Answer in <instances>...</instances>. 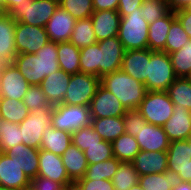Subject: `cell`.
<instances>
[{"mask_svg": "<svg viewBox=\"0 0 191 190\" xmlns=\"http://www.w3.org/2000/svg\"><path fill=\"white\" fill-rule=\"evenodd\" d=\"M30 84L14 63H4L0 70V91L4 98L23 101Z\"/></svg>", "mask_w": 191, "mask_h": 190, "instance_id": "cell-11", "label": "cell"}, {"mask_svg": "<svg viewBox=\"0 0 191 190\" xmlns=\"http://www.w3.org/2000/svg\"><path fill=\"white\" fill-rule=\"evenodd\" d=\"M62 190H77L75 185H71V186H68V187H64Z\"/></svg>", "mask_w": 191, "mask_h": 190, "instance_id": "cell-58", "label": "cell"}, {"mask_svg": "<svg viewBox=\"0 0 191 190\" xmlns=\"http://www.w3.org/2000/svg\"><path fill=\"white\" fill-rule=\"evenodd\" d=\"M189 40L190 37L183 29L182 24L177 18H175L171 22V26L167 35L165 52L170 54L178 51L182 48V45L187 43Z\"/></svg>", "mask_w": 191, "mask_h": 190, "instance_id": "cell-41", "label": "cell"}, {"mask_svg": "<svg viewBox=\"0 0 191 190\" xmlns=\"http://www.w3.org/2000/svg\"><path fill=\"white\" fill-rule=\"evenodd\" d=\"M111 182L115 190H129L132 186L139 183V174L132 162H121Z\"/></svg>", "mask_w": 191, "mask_h": 190, "instance_id": "cell-36", "label": "cell"}, {"mask_svg": "<svg viewBox=\"0 0 191 190\" xmlns=\"http://www.w3.org/2000/svg\"><path fill=\"white\" fill-rule=\"evenodd\" d=\"M90 18L97 42L118 36L121 16L117 10L94 11Z\"/></svg>", "mask_w": 191, "mask_h": 190, "instance_id": "cell-20", "label": "cell"}, {"mask_svg": "<svg viewBox=\"0 0 191 190\" xmlns=\"http://www.w3.org/2000/svg\"><path fill=\"white\" fill-rule=\"evenodd\" d=\"M39 169L38 176L49 178L61 183L64 187L74 184L69 178L63 165L62 157L53 152L39 149Z\"/></svg>", "mask_w": 191, "mask_h": 190, "instance_id": "cell-14", "label": "cell"}, {"mask_svg": "<svg viewBox=\"0 0 191 190\" xmlns=\"http://www.w3.org/2000/svg\"><path fill=\"white\" fill-rule=\"evenodd\" d=\"M100 86V77L87 73L71 74L62 104L90 106Z\"/></svg>", "mask_w": 191, "mask_h": 190, "instance_id": "cell-7", "label": "cell"}, {"mask_svg": "<svg viewBox=\"0 0 191 190\" xmlns=\"http://www.w3.org/2000/svg\"><path fill=\"white\" fill-rule=\"evenodd\" d=\"M16 21L5 12H0V59L4 63H13L17 52L15 47Z\"/></svg>", "mask_w": 191, "mask_h": 190, "instance_id": "cell-23", "label": "cell"}, {"mask_svg": "<svg viewBox=\"0 0 191 190\" xmlns=\"http://www.w3.org/2000/svg\"><path fill=\"white\" fill-rule=\"evenodd\" d=\"M149 23L142 17L140 8L121 17L118 39L125 51L148 48Z\"/></svg>", "mask_w": 191, "mask_h": 190, "instance_id": "cell-2", "label": "cell"}, {"mask_svg": "<svg viewBox=\"0 0 191 190\" xmlns=\"http://www.w3.org/2000/svg\"><path fill=\"white\" fill-rule=\"evenodd\" d=\"M174 13L176 18L182 24L183 29L191 39V11L188 8H184L175 11Z\"/></svg>", "mask_w": 191, "mask_h": 190, "instance_id": "cell-52", "label": "cell"}, {"mask_svg": "<svg viewBox=\"0 0 191 190\" xmlns=\"http://www.w3.org/2000/svg\"><path fill=\"white\" fill-rule=\"evenodd\" d=\"M88 164H95L114 157L112 143L108 141H100L98 144H92L84 151Z\"/></svg>", "mask_w": 191, "mask_h": 190, "instance_id": "cell-45", "label": "cell"}, {"mask_svg": "<svg viewBox=\"0 0 191 190\" xmlns=\"http://www.w3.org/2000/svg\"><path fill=\"white\" fill-rule=\"evenodd\" d=\"M181 182L178 173L166 170L164 173H154L139 176V184L144 190H171Z\"/></svg>", "mask_w": 191, "mask_h": 190, "instance_id": "cell-30", "label": "cell"}, {"mask_svg": "<svg viewBox=\"0 0 191 190\" xmlns=\"http://www.w3.org/2000/svg\"><path fill=\"white\" fill-rule=\"evenodd\" d=\"M120 163L121 161H119L115 157H112L107 161H102L95 164H88L85 175L81 179H89V180L106 179L111 181Z\"/></svg>", "mask_w": 191, "mask_h": 190, "instance_id": "cell-37", "label": "cell"}, {"mask_svg": "<svg viewBox=\"0 0 191 190\" xmlns=\"http://www.w3.org/2000/svg\"><path fill=\"white\" fill-rule=\"evenodd\" d=\"M173 71L176 77H187L191 71V39L178 51L170 53Z\"/></svg>", "mask_w": 191, "mask_h": 190, "instance_id": "cell-39", "label": "cell"}, {"mask_svg": "<svg viewBox=\"0 0 191 190\" xmlns=\"http://www.w3.org/2000/svg\"><path fill=\"white\" fill-rule=\"evenodd\" d=\"M29 112L23 101L4 97L0 100V118L3 120L20 124Z\"/></svg>", "mask_w": 191, "mask_h": 190, "instance_id": "cell-33", "label": "cell"}, {"mask_svg": "<svg viewBox=\"0 0 191 190\" xmlns=\"http://www.w3.org/2000/svg\"><path fill=\"white\" fill-rule=\"evenodd\" d=\"M57 55L61 70L69 74L80 72V49L70 41L57 43Z\"/></svg>", "mask_w": 191, "mask_h": 190, "instance_id": "cell-31", "label": "cell"}, {"mask_svg": "<svg viewBox=\"0 0 191 190\" xmlns=\"http://www.w3.org/2000/svg\"><path fill=\"white\" fill-rule=\"evenodd\" d=\"M113 156L121 162H132L140 152L135 137L124 133L112 142Z\"/></svg>", "mask_w": 191, "mask_h": 190, "instance_id": "cell-32", "label": "cell"}, {"mask_svg": "<svg viewBox=\"0 0 191 190\" xmlns=\"http://www.w3.org/2000/svg\"><path fill=\"white\" fill-rule=\"evenodd\" d=\"M177 77L170 55L164 51L150 50V61L145 84L147 91H167Z\"/></svg>", "mask_w": 191, "mask_h": 190, "instance_id": "cell-4", "label": "cell"}, {"mask_svg": "<svg viewBox=\"0 0 191 190\" xmlns=\"http://www.w3.org/2000/svg\"><path fill=\"white\" fill-rule=\"evenodd\" d=\"M176 18L175 13L170 11L165 17L157 19L149 24L148 49L152 51H164L167 35L171 22Z\"/></svg>", "mask_w": 191, "mask_h": 190, "instance_id": "cell-27", "label": "cell"}, {"mask_svg": "<svg viewBox=\"0 0 191 190\" xmlns=\"http://www.w3.org/2000/svg\"><path fill=\"white\" fill-rule=\"evenodd\" d=\"M70 42L79 49L97 43L91 18L76 20Z\"/></svg>", "mask_w": 191, "mask_h": 190, "instance_id": "cell-34", "label": "cell"}, {"mask_svg": "<svg viewBox=\"0 0 191 190\" xmlns=\"http://www.w3.org/2000/svg\"><path fill=\"white\" fill-rule=\"evenodd\" d=\"M94 11L117 10L119 0H92Z\"/></svg>", "mask_w": 191, "mask_h": 190, "instance_id": "cell-53", "label": "cell"}, {"mask_svg": "<svg viewBox=\"0 0 191 190\" xmlns=\"http://www.w3.org/2000/svg\"><path fill=\"white\" fill-rule=\"evenodd\" d=\"M89 106L58 104L53 106L51 125L58 130L73 133L91 125Z\"/></svg>", "mask_w": 191, "mask_h": 190, "instance_id": "cell-6", "label": "cell"}, {"mask_svg": "<svg viewBox=\"0 0 191 190\" xmlns=\"http://www.w3.org/2000/svg\"><path fill=\"white\" fill-rule=\"evenodd\" d=\"M186 78L191 82V71H190V73L187 75Z\"/></svg>", "mask_w": 191, "mask_h": 190, "instance_id": "cell-61", "label": "cell"}, {"mask_svg": "<svg viewBox=\"0 0 191 190\" xmlns=\"http://www.w3.org/2000/svg\"><path fill=\"white\" fill-rule=\"evenodd\" d=\"M14 41L17 54H32L39 51L50 40L45 27L16 22Z\"/></svg>", "mask_w": 191, "mask_h": 190, "instance_id": "cell-9", "label": "cell"}, {"mask_svg": "<svg viewBox=\"0 0 191 190\" xmlns=\"http://www.w3.org/2000/svg\"><path fill=\"white\" fill-rule=\"evenodd\" d=\"M97 43L99 44V77L120 70L125 50L118 36Z\"/></svg>", "mask_w": 191, "mask_h": 190, "instance_id": "cell-10", "label": "cell"}, {"mask_svg": "<svg viewBox=\"0 0 191 190\" xmlns=\"http://www.w3.org/2000/svg\"><path fill=\"white\" fill-rule=\"evenodd\" d=\"M76 19L60 5L46 23L45 29L52 42L70 41Z\"/></svg>", "mask_w": 191, "mask_h": 190, "instance_id": "cell-16", "label": "cell"}, {"mask_svg": "<svg viewBox=\"0 0 191 190\" xmlns=\"http://www.w3.org/2000/svg\"><path fill=\"white\" fill-rule=\"evenodd\" d=\"M59 5L76 20L90 18L94 13L92 0H59Z\"/></svg>", "mask_w": 191, "mask_h": 190, "instance_id": "cell-43", "label": "cell"}, {"mask_svg": "<svg viewBox=\"0 0 191 190\" xmlns=\"http://www.w3.org/2000/svg\"><path fill=\"white\" fill-rule=\"evenodd\" d=\"M91 125L104 141L111 143L125 133L123 116L92 118Z\"/></svg>", "mask_w": 191, "mask_h": 190, "instance_id": "cell-29", "label": "cell"}, {"mask_svg": "<svg viewBox=\"0 0 191 190\" xmlns=\"http://www.w3.org/2000/svg\"><path fill=\"white\" fill-rule=\"evenodd\" d=\"M30 182L17 161L0 152V185L13 190H25L30 187Z\"/></svg>", "mask_w": 191, "mask_h": 190, "instance_id": "cell-15", "label": "cell"}, {"mask_svg": "<svg viewBox=\"0 0 191 190\" xmlns=\"http://www.w3.org/2000/svg\"><path fill=\"white\" fill-rule=\"evenodd\" d=\"M135 138L143 151H167L170 145L163 127L150 123L142 126Z\"/></svg>", "mask_w": 191, "mask_h": 190, "instance_id": "cell-19", "label": "cell"}, {"mask_svg": "<svg viewBox=\"0 0 191 190\" xmlns=\"http://www.w3.org/2000/svg\"><path fill=\"white\" fill-rule=\"evenodd\" d=\"M89 108L92 118L120 117L127 112L119 99L101 85L92 98Z\"/></svg>", "mask_w": 191, "mask_h": 190, "instance_id": "cell-13", "label": "cell"}, {"mask_svg": "<svg viewBox=\"0 0 191 190\" xmlns=\"http://www.w3.org/2000/svg\"><path fill=\"white\" fill-rule=\"evenodd\" d=\"M71 74L59 69L45 76L39 85L45 93L51 106L62 104Z\"/></svg>", "mask_w": 191, "mask_h": 190, "instance_id": "cell-21", "label": "cell"}, {"mask_svg": "<svg viewBox=\"0 0 191 190\" xmlns=\"http://www.w3.org/2000/svg\"><path fill=\"white\" fill-rule=\"evenodd\" d=\"M144 0H119L118 13L121 17L130 14V12L137 11L140 8Z\"/></svg>", "mask_w": 191, "mask_h": 190, "instance_id": "cell-51", "label": "cell"}, {"mask_svg": "<svg viewBox=\"0 0 191 190\" xmlns=\"http://www.w3.org/2000/svg\"><path fill=\"white\" fill-rule=\"evenodd\" d=\"M53 108H40L29 112L19 124L24 145L40 149L43 131L51 126Z\"/></svg>", "mask_w": 191, "mask_h": 190, "instance_id": "cell-8", "label": "cell"}, {"mask_svg": "<svg viewBox=\"0 0 191 190\" xmlns=\"http://www.w3.org/2000/svg\"><path fill=\"white\" fill-rule=\"evenodd\" d=\"M77 190H115L110 180L78 179L74 183Z\"/></svg>", "mask_w": 191, "mask_h": 190, "instance_id": "cell-49", "label": "cell"}, {"mask_svg": "<svg viewBox=\"0 0 191 190\" xmlns=\"http://www.w3.org/2000/svg\"><path fill=\"white\" fill-rule=\"evenodd\" d=\"M25 0H1L2 12L8 13L14 6Z\"/></svg>", "mask_w": 191, "mask_h": 190, "instance_id": "cell-55", "label": "cell"}, {"mask_svg": "<svg viewBox=\"0 0 191 190\" xmlns=\"http://www.w3.org/2000/svg\"><path fill=\"white\" fill-rule=\"evenodd\" d=\"M125 133L136 137L142 126L148 123L137 109L127 110L123 115Z\"/></svg>", "mask_w": 191, "mask_h": 190, "instance_id": "cell-48", "label": "cell"}, {"mask_svg": "<svg viewBox=\"0 0 191 190\" xmlns=\"http://www.w3.org/2000/svg\"><path fill=\"white\" fill-rule=\"evenodd\" d=\"M30 188L33 190H62L64 186L49 178L37 176L31 180Z\"/></svg>", "mask_w": 191, "mask_h": 190, "instance_id": "cell-50", "label": "cell"}, {"mask_svg": "<svg viewBox=\"0 0 191 190\" xmlns=\"http://www.w3.org/2000/svg\"><path fill=\"white\" fill-rule=\"evenodd\" d=\"M100 85L112 92L127 110L137 109L147 92L144 83L121 69L101 77Z\"/></svg>", "mask_w": 191, "mask_h": 190, "instance_id": "cell-1", "label": "cell"}, {"mask_svg": "<svg viewBox=\"0 0 191 190\" xmlns=\"http://www.w3.org/2000/svg\"><path fill=\"white\" fill-rule=\"evenodd\" d=\"M59 6V0H25L14 6L8 14L16 21L45 27Z\"/></svg>", "mask_w": 191, "mask_h": 190, "instance_id": "cell-3", "label": "cell"}, {"mask_svg": "<svg viewBox=\"0 0 191 190\" xmlns=\"http://www.w3.org/2000/svg\"><path fill=\"white\" fill-rule=\"evenodd\" d=\"M0 190H13V189H9V188H7V187H4V186H1V185H0Z\"/></svg>", "mask_w": 191, "mask_h": 190, "instance_id": "cell-60", "label": "cell"}, {"mask_svg": "<svg viewBox=\"0 0 191 190\" xmlns=\"http://www.w3.org/2000/svg\"><path fill=\"white\" fill-rule=\"evenodd\" d=\"M162 127L170 141L187 140L191 136V111L174 105L173 115Z\"/></svg>", "mask_w": 191, "mask_h": 190, "instance_id": "cell-17", "label": "cell"}, {"mask_svg": "<svg viewBox=\"0 0 191 190\" xmlns=\"http://www.w3.org/2000/svg\"><path fill=\"white\" fill-rule=\"evenodd\" d=\"M3 65H4V62L0 59V70L2 69Z\"/></svg>", "mask_w": 191, "mask_h": 190, "instance_id": "cell-62", "label": "cell"}, {"mask_svg": "<svg viewBox=\"0 0 191 190\" xmlns=\"http://www.w3.org/2000/svg\"><path fill=\"white\" fill-rule=\"evenodd\" d=\"M23 103L30 112L40 108H53L39 85L29 86L24 95Z\"/></svg>", "mask_w": 191, "mask_h": 190, "instance_id": "cell-47", "label": "cell"}, {"mask_svg": "<svg viewBox=\"0 0 191 190\" xmlns=\"http://www.w3.org/2000/svg\"><path fill=\"white\" fill-rule=\"evenodd\" d=\"M80 72L99 77V44L80 49Z\"/></svg>", "mask_w": 191, "mask_h": 190, "instance_id": "cell-40", "label": "cell"}, {"mask_svg": "<svg viewBox=\"0 0 191 190\" xmlns=\"http://www.w3.org/2000/svg\"><path fill=\"white\" fill-rule=\"evenodd\" d=\"M20 143L23 142L19 124L2 119L0 124V152L5 153Z\"/></svg>", "mask_w": 191, "mask_h": 190, "instance_id": "cell-38", "label": "cell"}, {"mask_svg": "<svg viewBox=\"0 0 191 190\" xmlns=\"http://www.w3.org/2000/svg\"><path fill=\"white\" fill-rule=\"evenodd\" d=\"M167 169L178 173L181 181L191 182V153L187 140L170 141Z\"/></svg>", "mask_w": 191, "mask_h": 190, "instance_id": "cell-12", "label": "cell"}, {"mask_svg": "<svg viewBox=\"0 0 191 190\" xmlns=\"http://www.w3.org/2000/svg\"><path fill=\"white\" fill-rule=\"evenodd\" d=\"M35 54L42 59L43 73L45 76L60 69L56 42L49 41Z\"/></svg>", "mask_w": 191, "mask_h": 190, "instance_id": "cell-42", "label": "cell"}, {"mask_svg": "<svg viewBox=\"0 0 191 190\" xmlns=\"http://www.w3.org/2000/svg\"><path fill=\"white\" fill-rule=\"evenodd\" d=\"M132 164L139 176L164 173L167 170V151L140 150Z\"/></svg>", "mask_w": 191, "mask_h": 190, "instance_id": "cell-22", "label": "cell"}, {"mask_svg": "<svg viewBox=\"0 0 191 190\" xmlns=\"http://www.w3.org/2000/svg\"><path fill=\"white\" fill-rule=\"evenodd\" d=\"M13 63L30 85H40L45 78L42 59L35 53L17 54Z\"/></svg>", "mask_w": 191, "mask_h": 190, "instance_id": "cell-25", "label": "cell"}, {"mask_svg": "<svg viewBox=\"0 0 191 190\" xmlns=\"http://www.w3.org/2000/svg\"><path fill=\"white\" fill-rule=\"evenodd\" d=\"M129 190H144L139 183L136 185L132 186Z\"/></svg>", "mask_w": 191, "mask_h": 190, "instance_id": "cell-57", "label": "cell"}, {"mask_svg": "<svg viewBox=\"0 0 191 190\" xmlns=\"http://www.w3.org/2000/svg\"><path fill=\"white\" fill-rule=\"evenodd\" d=\"M150 49H135L124 52L121 70L142 83L146 82Z\"/></svg>", "mask_w": 191, "mask_h": 190, "instance_id": "cell-18", "label": "cell"}, {"mask_svg": "<svg viewBox=\"0 0 191 190\" xmlns=\"http://www.w3.org/2000/svg\"><path fill=\"white\" fill-rule=\"evenodd\" d=\"M171 190H191V182L181 181L172 187Z\"/></svg>", "mask_w": 191, "mask_h": 190, "instance_id": "cell-56", "label": "cell"}, {"mask_svg": "<svg viewBox=\"0 0 191 190\" xmlns=\"http://www.w3.org/2000/svg\"><path fill=\"white\" fill-rule=\"evenodd\" d=\"M137 110L148 123L162 127L173 115L174 104L167 91H147Z\"/></svg>", "mask_w": 191, "mask_h": 190, "instance_id": "cell-5", "label": "cell"}, {"mask_svg": "<svg viewBox=\"0 0 191 190\" xmlns=\"http://www.w3.org/2000/svg\"><path fill=\"white\" fill-rule=\"evenodd\" d=\"M188 144H189V151L191 153V136L187 139Z\"/></svg>", "mask_w": 191, "mask_h": 190, "instance_id": "cell-59", "label": "cell"}, {"mask_svg": "<svg viewBox=\"0 0 191 190\" xmlns=\"http://www.w3.org/2000/svg\"><path fill=\"white\" fill-rule=\"evenodd\" d=\"M167 93L174 105H183L191 111V82L186 77H177Z\"/></svg>", "mask_w": 191, "mask_h": 190, "instance_id": "cell-35", "label": "cell"}, {"mask_svg": "<svg viewBox=\"0 0 191 190\" xmlns=\"http://www.w3.org/2000/svg\"><path fill=\"white\" fill-rule=\"evenodd\" d=\"M5 153L17 161L30 181L38 176L39 149L20 143L8 149Z\"/></svg>", "mask_w": 191, "mask_h": 190, "instance_id": "cell-24", "label": "cell"}, {"mask_svg": "<svg viewBox=\"0 0 191 190\" xmlns=\"http://www.w3.org/2000/svg\"><path fill=\"white\" fill-rule=\"evenodd\" d=\"M169 6L170 11H178L188 8L191 5V0H165Z\"/></svg>", "mask_w": 191, "mask_h": 190, "instance_id": "cell-54", "label": "cell"}, {"mask_svg": "<svg viewBox=\"0 0 191 190\" xmlns=\"http://www.w3.org/2000/svg\"><path fill=\"white\" fill-rule=\"evenodd\" d=\"M102 140L92 125L82 127L78 131L73 132L71 137L72 144L77 146L81 151H84L92 144H98Z\"/></svg>", "mask_w": 191, "mask_h": 190, "instance_id": "cell-46", "label": "cell"}, {"mask_svg": "<svg viewBox=\"0 0 191 190\" xmlns=\"http://www.w3.org/2000/svg\"><path fill=\"white\" fill-rule=\"evenodd\" d=\"M72 134L66 131L55 129L52 125L43 131L40 149L53 152L61 156L71 145Z\"/></svg>", "mask_w": 191, "mask_h": 190, "instance_id": "cell-28", "label": "cell"}, {"mask_svg": "<svg viewBox=\"0 0 191 190\" xmlns=\"http://www.w3.org/2000/svg\"><path fill=\"white\" fill-rule=\"evenodd\" d=\"M142 17L150 24L165 17L169 12V6L165 0H144L140 7Z\"/></svg>", "mask_w": 191, "mask_h": 190, "instance_id": "cell-44", "label": "cell"}, {"mask_svg": "<svg viewBox=\"0 0 191 190\" xmlns=\"http://www.w3.org/2000/svg\"><path fill=\"white\" fill-rule=\"evenodd\" d=\"M61 157L67 174L74 183L84 177L88 162L83 151L71 143Z\"/></svg>", "mask_w": 191, "mask_h": 190, "instance_id": "cell-26", "label": "cell"}, {"mask_svg": "<svg viewBox=\"0 0 191 190\" xmlns=\"http://www.w3.org/2000/svg\"><path fill=\"white\" fill-rule=\"evenodd\" d=\"M0 12H2L1 0H0Z\"/></svg>", "mask_w": 191, "mask_h": 190, "instance_id": "cell-63", "label": "cell"}]
</instances>
